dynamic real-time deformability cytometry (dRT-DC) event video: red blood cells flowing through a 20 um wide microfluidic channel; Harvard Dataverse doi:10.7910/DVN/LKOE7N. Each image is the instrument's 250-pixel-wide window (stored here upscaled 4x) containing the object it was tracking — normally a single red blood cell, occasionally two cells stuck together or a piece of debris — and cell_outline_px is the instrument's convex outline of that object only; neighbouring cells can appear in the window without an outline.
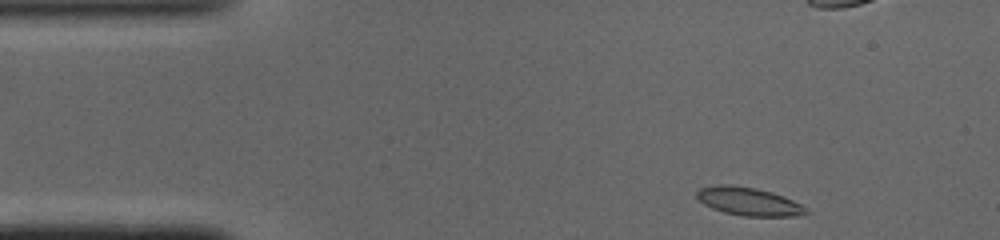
{"species": "common noctule bat (a hibernating species)", "species_latin": "Nyctalus noctula", "temperature_condition": "cold", "stored_images_in_passage": 44, "camera_frame_rate_fps": 3000, "um_per_image_px": 0.085, "animal": {"sex": "male", "body_mass_g": 19.0, "forearm_length_mm": 50.8}, "frame": {"image": 1, "passage_image": 1, "time_ms": 0.0, "image_size_px": [1000, 240], "cell_outline_px": [[808, 212], [804, 216], [740, 216], [724, 212], [712, 208], [704, 204], [696, 196], [696, 192], [700, 188], [720, 184], [728, 184], [756, 188], [772, 192], [784, 196], [808, 208]], "centroid_in_image_um": [63.66, 17.13], "position_along_channel_um": 21.3, "area_um2": 18.03}}
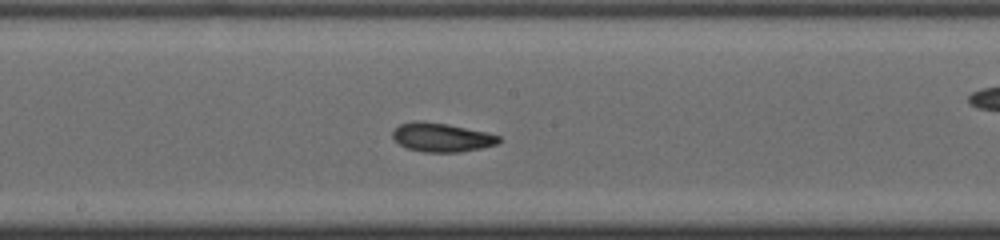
{"frame": {"image": 2, "passage_image": 20, "time_ms": 6.333, "image_size_px": [1000, 240], "cell_outline_px": [[504, 140], [496, 144], [480, 148], [460, 152], [424, 152], [408, 148], [400, 144], [392, 136], [392, 132], [400, 124], [416, 120], [424, 120], [448, 124], [488, 132], [500, 136]], "centroid_in_image_um": [37.57, 11.66], "position_along_channel_um": 210.6, "area_um2": 17.98}}
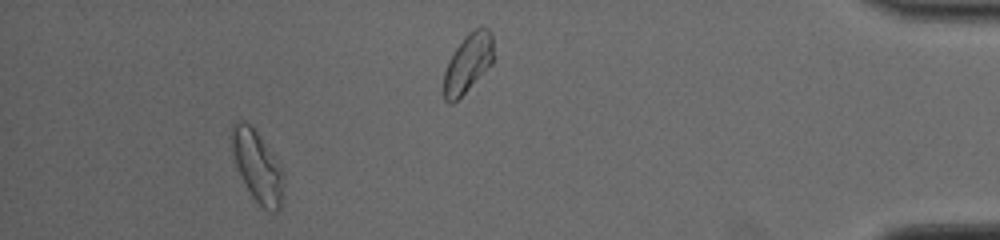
{"frame": {"image": 3, "passage_image": 40, "time_ms": 13.0, "image_size_px": [1000, 240], "cell_outline_px": [[284, 200], [280, 208], [276, 212], [272, 212], [264, 208], [252, 196], [236, 164], [228, 136], [232, 124], [236, 120], [244, 120], [256, 132], [280, 164], [284, 172]], "centroid_in_image_um": [21.89, 14.13], "position_along_channel_um": 413.3, "area_um2": 21.56}, "authors_computed_cell_mechanics": {"area_um2": 18.1492, "velocity_mm_per_s": 4.0701, "shape_relaxation_time_tau1_ms": 6.9665, "shape_relaxation_time_tau2_ms": 2.4233, "deformation_change_tau1": 0.1687, "deformation_change_tau2": 0.0732}}